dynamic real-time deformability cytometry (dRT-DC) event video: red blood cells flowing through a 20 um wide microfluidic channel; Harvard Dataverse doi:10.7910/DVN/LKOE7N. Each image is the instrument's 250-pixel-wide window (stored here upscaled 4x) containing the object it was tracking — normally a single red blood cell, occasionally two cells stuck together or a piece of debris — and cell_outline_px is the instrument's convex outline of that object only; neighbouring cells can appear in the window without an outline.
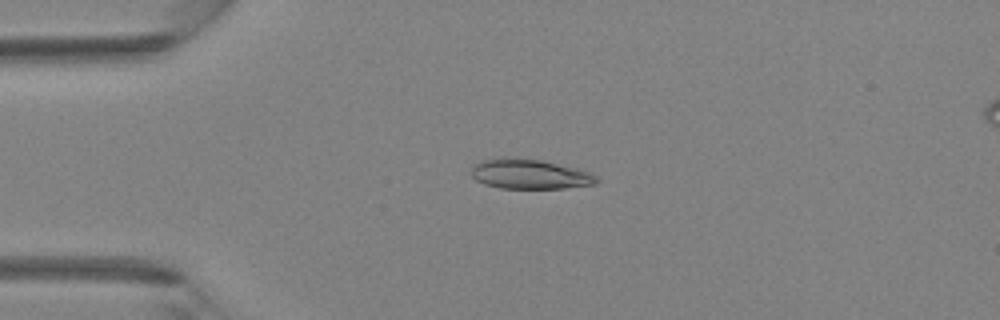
{"species": "Egyptian fruit bat (a non-hibernating species)", "species_latin": "Rousettus aegyptiacus", "temperature_condition": "room temperature", "stored_images_in_passage": 32, "camera_frame_rate_fps": 3000, "um_per_image_px": 0.085, "animal": {"sex": "female"}, "frame": {"image": 1, "passage_image": 1, "time_ms": 0.0, "image_size_px": [1000, 320], "cell_outline_px": [[600, 180], [596, 184], [564, 188], [500, 188], [484, 184], [476, 180], [472, 176], [472, 164], [480, 160], [496, 156], [516, 156], [544, 160], [576, 168], [588, 172], [596, 176]], "centroid_in_image_um": [44.97, 14.76], "position_along_channel_um": 40.0, "area_um2": 22.37}}
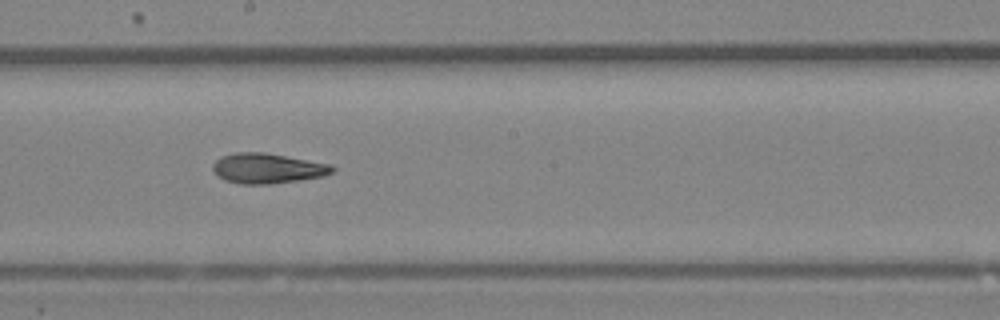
{"frame": {"image": 2, "passage_image": 14, "time_ms": 4.333, "image_size_px": [1000, 320], "cell_outline_px": [[336, 168], [332, 172], [324, 176], [272, 184], [240, 184], [224, 180], [216, 176], [212, 168], [212, 164], [216, 160], [224, 156], [236, 152], [264, 152], [328, 164]], "centroid_in_image_um": [22.69, 14.32], "position_along_channel_um": 225.5, "area_um2": 20.87}}
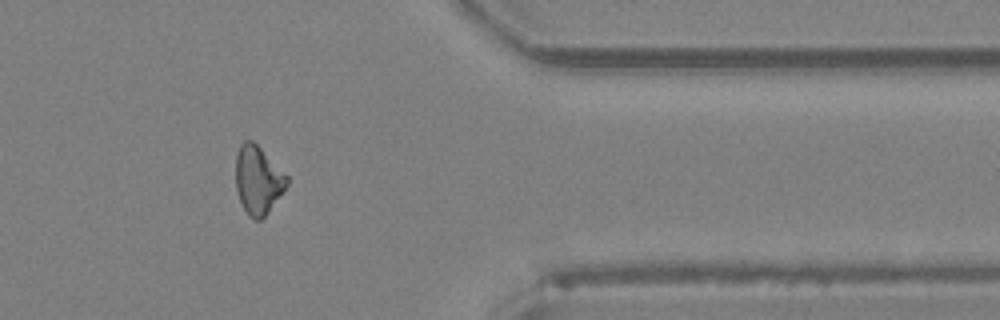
{"frame": {"image": 3, "passage_image": 25, "time_ms": 8.0, "image_size_px": [1000, 320], "cell_outline_px": [[288, 184], [268, 212], [260, 220], [252, 220], [248, 216], [240, 200], [236, 188], [236, 152], [240, 144], [244, 140], [252, 140], [288, 176]], "centroid_in_image_um": [21.91, 15.3], "position_along_channel_um": 389.5, "area_um2": 20.17}}